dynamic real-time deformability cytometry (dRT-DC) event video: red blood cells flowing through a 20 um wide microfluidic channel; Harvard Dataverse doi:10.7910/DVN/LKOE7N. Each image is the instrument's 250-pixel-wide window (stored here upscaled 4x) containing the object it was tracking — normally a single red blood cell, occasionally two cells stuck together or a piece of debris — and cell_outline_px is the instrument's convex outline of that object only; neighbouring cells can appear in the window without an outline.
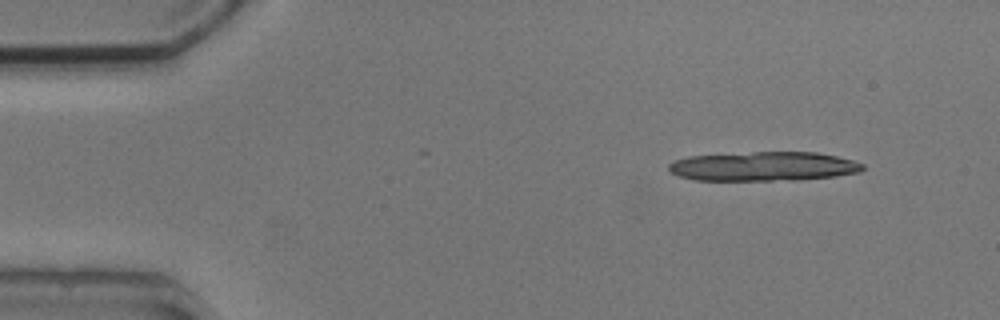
{"species": "common noctule bat (a hibernating species)", "species_latin": "Nyctalus noctula", "temperature_condition": "cold", "stored_images_in_passage": 5, "camera_frame_rate_fps": 3000, "um_per_image_px": 0.085, "animal": {"sex": "male", "body_mass_g": 20.5, "forearm_length_mm": 52.5}, "frame": {"image": 1, "passage_image": 1, "time_ms": 0.0, "image_size_px": [1000, 320], "cell_outline_px": [[864, 168], [860, 172], [836, 176], [796, 180], [696, 180], [680, 176], [672, 172], [668, 168], [668, 164], [676, 160], [688, 156], [752, 152], [816, 152], [836, 156], [852, 160], [864, 164]], "centroid_in_image_um": [64.93, 14.14], "position_along_channel_um": 20.1, "area_um2": 33.0}}